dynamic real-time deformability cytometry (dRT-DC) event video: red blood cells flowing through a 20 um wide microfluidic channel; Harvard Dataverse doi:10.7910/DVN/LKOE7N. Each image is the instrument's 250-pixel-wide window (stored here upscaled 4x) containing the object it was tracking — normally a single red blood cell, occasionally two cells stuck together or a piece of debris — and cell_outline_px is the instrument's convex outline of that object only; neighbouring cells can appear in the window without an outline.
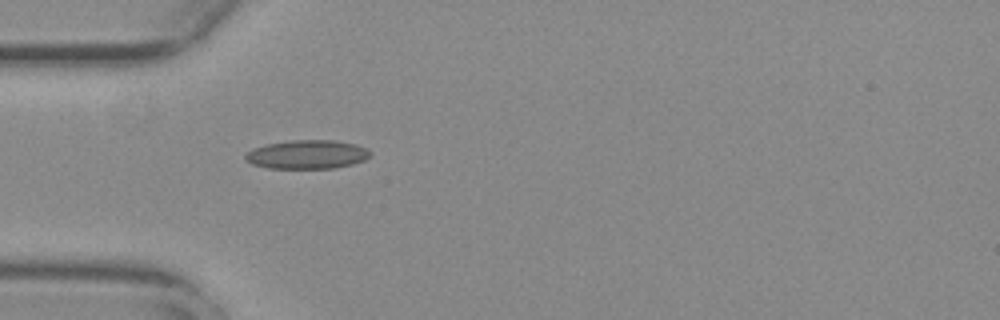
{"species": "common noctule bat (a hibernating species)", "species_latin": "Nyctalus noctula", "temperature_condition": "warm", "stored_images_in_passage": 39, "camera_frame_rate_fps": 3000, "um_per_image_px": 0.085, "animal": {"sex": "female", "body_mass_g": 29.2, "forearm_length_mm": 56.3}, "frame": {"image": 1, "passage_image": 1, "time_ms": 0.0, "image_size_px": [1000, 320], "cell_outline_px": [[372, 152], [364, 160], [352, 164], [332, 168], [268, 168], [252, 164], [244, 160], [244, 156], [252, 148], [268, 144], [292, 140], [332, 140], [356, 144], [368, 148]], "centroid_in_image_um": [26.1, 13.12], "position_along_channel_um": 58.9, "area_um2": 20.92}}
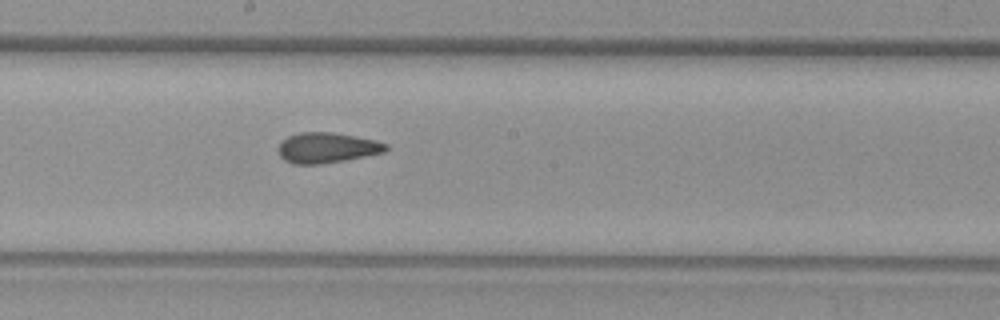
{"frame": {"image": 2, "passage_image": 14, "time_ms": 4.333, "image_size_px": [1000, 320], "cell_outline_px": [[388, 148], [384, 152], [344, 160], [320, 164], [292, 164], [284, 160], [280, 156], [280, 140], [288, 136], [300, 132], [332, 132], [376, 140], [388, 144]], "centroid_in_image_um": [27.78, 12.55], "position_along_channel_um": 220.4, "area_um2": 18.96}}
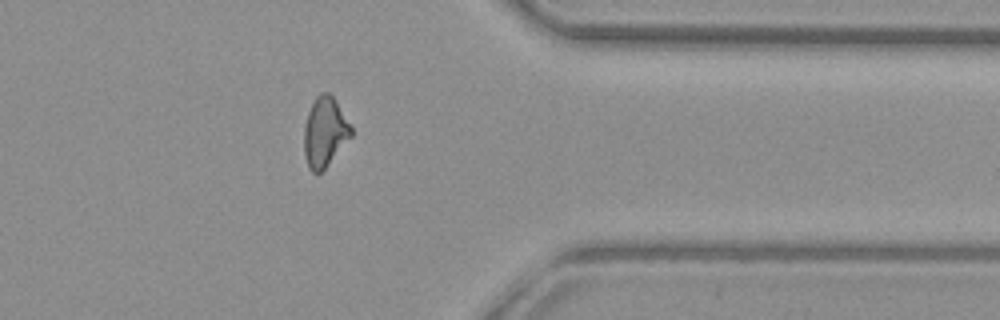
{"frame": {"image": 3, "passage_image": 28, "time_ms": 9.0, "image_size_px": [1000, 320], "cell_outline_px": [[352, 136], [324, 168], [316, 176], [308, 168], [304, 152], [304, 128], [308, 112], [316, 96], [320, 92], [328, 92], [336, 100], [352, 128]], "centroid_in_image_um": [27.6, 11.22], "position_along_channel_um": 383.8, "area_um2": 19.02}, "authors_computed_cell_mechanics": {"area_um2": 19.1896, "velocity_mm_per_s": 3.7879, "shape_relaxation_time_tau1_ms": null, "shape_relaxation_time_tau2_ms": 1.847, "deformation_change_tau1": null, "deformation_change_tau2": 0.0892}}